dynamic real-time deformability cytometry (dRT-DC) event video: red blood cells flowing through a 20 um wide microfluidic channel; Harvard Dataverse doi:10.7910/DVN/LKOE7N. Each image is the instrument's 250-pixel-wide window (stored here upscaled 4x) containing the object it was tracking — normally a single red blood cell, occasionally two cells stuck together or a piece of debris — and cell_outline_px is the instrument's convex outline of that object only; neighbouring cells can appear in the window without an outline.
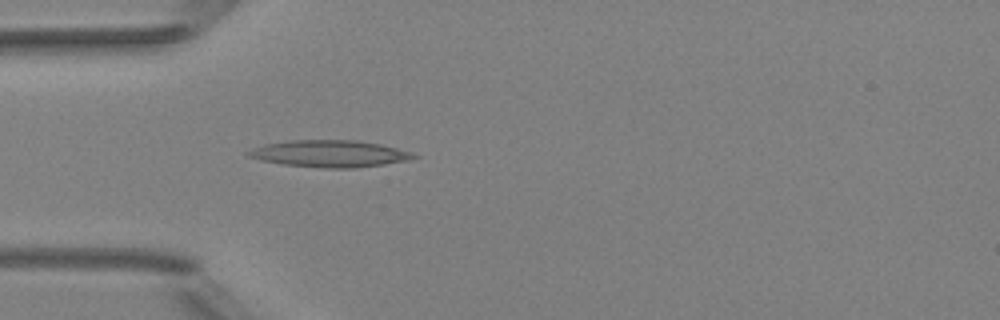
{"species": "Egyptian fruit bat (a non-hibernating species)", "species_latin": "Rousettus aegyptiacus", "temperature_condition": "room temperature", "stored_images_in_passage": 4, "camera_frame_rate_fps": 3000, "um_per_image_px": 0.085, "animal": {"sex": "female"}, "frame": {"image": 1, "passage_image": 4, "time_ms": 3.333, "image_size_px": [1000, 320], "cell_outline_px": [[420, 156], [408, 160], [384, 164], [352, 168], [328, 168], [284, 164], [260, 160], [248, 156], [244, 152], [252, 148], [264, 144], [288, 140], [356, 140], [380, 144], [412, 152]], "centroid_in_image_um": [28.0, 13.05], "position_along_channel_um": 57.0, "area_um2": 25.84}}